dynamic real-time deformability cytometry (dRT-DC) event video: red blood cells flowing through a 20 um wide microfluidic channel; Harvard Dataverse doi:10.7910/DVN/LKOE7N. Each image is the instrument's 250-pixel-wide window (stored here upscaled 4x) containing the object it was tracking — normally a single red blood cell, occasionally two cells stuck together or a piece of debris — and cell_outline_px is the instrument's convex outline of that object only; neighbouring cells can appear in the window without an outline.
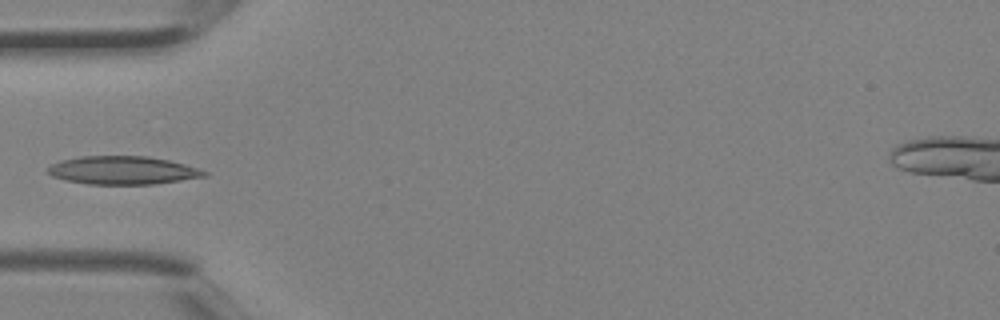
{"species": "Egyptian fruit bat (a non-hibernating species)", "species_latin": "Rousettus aegyptiacus", "temperature_condition": "room temperature", "stored_images_in_passage": 3, "camera_frame_rate_fps": 3000, "um_per_image_px": 0.085, "animal": {"sex": "female"}, "frame": {"image": 1, "passage_image": 3, "time_ms": 0.667, "image_size_px": [1000, 320], "cell_outline_px": [[208, 176], [152, 184], [88, 184], [68, 180], [52, 176], [48, 172], [48, 168], [52, 164], [64, 160], [80, 156], [148, 156], [168, 160], [184, 164], [208, 172]], "centroid_in_image_um": [10.45, 14.47], "position_along_channel_um": 74.6, "area_um2": 25.37}}